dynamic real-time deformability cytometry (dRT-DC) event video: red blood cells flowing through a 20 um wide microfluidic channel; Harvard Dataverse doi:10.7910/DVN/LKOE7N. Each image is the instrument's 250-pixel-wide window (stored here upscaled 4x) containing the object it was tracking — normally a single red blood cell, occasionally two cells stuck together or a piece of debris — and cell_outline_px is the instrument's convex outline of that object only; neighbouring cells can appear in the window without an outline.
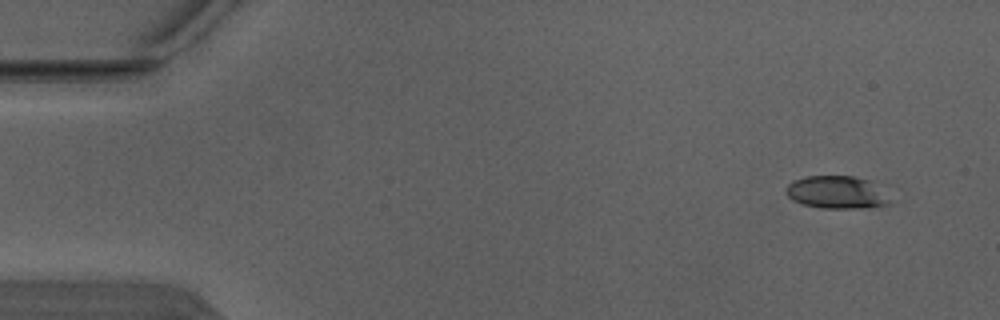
{"species": "Egyptian fruit bat (a non-hibernating species)", "species_latin": "Rousettus aegyptiacus", "temperature_condition": "warm", "stored_images_in_passage": 4, "camera_frame_rate_fps": 3000, "um_per_image_px": 0.085, "animal": {"sex": "male"}, "frame": {"image": 1, "passage_image": 1, "time_ms": 0.0, "image_size_px": [1000, 320], "cell_outline_px": [[892, 204], [868, 208], [820, 208], [804, 204], [792, 200], [784, 192], [784, 188], [792, 180], [808, 176], [852, 176], [868, 180]], "centroid_in_image_um": [71.01, 16.36], "position_along_channel_um": 14.0, "area_um2": 19.48}}
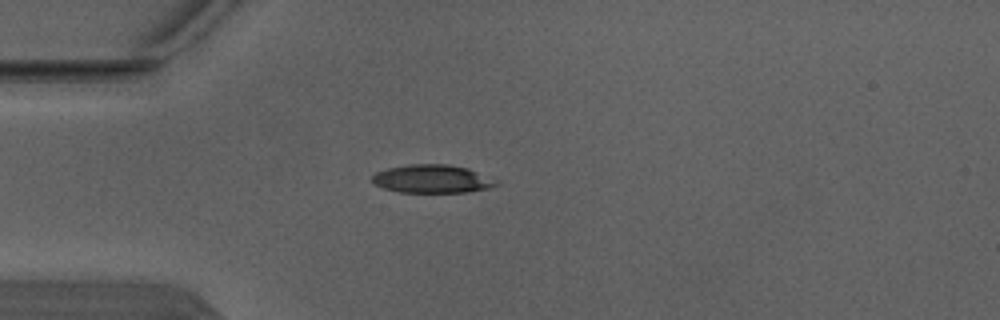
{"frame": {"image": 2, "passage_image": 3, "time_ms": 0.667, "image_size_px": [1000, 320], "cell_outline_px": [[500, 184], [492, 188], [468, 192], [400, 192], [384, 188], [372, 184], [372, 176], [376, 172], [388, 168], [408, 164], [448, 164], [468, 168], [500, 180]], "centroid_in_image_um": [36.8, 15.2], "position_along_channel_um": 48.2, "area_um2": 20.75}}